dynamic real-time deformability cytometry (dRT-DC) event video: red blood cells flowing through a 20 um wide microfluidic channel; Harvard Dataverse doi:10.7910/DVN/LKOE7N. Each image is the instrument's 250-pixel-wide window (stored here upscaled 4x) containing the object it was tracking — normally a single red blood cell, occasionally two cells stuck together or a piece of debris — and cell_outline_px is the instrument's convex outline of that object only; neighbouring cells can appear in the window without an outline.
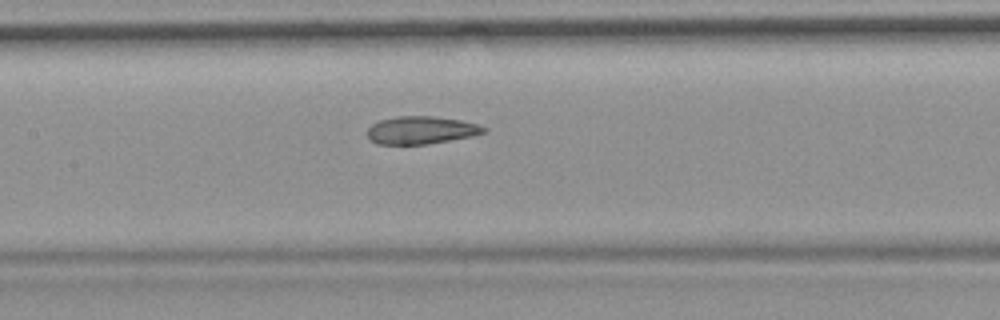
{"species": "common noctule bat (a hibernating species)", "species_latin": "Nyctalus noctula", "temperature_condition": "room temperature", "stored_images_in_passage": 40, "camera_frame_rate_fps": 3000, "um_per_image_px": 0.085, "animal": {"sex": "female", "body_mass_g": 19.9}, "frame": {"image": 1, "passage_image": 12, "time_ms": 3.667, "image_size_px": [1000, 320], "cell_outline_px": [[488, 132], [472, 136], [428, 144], [376, 144], [368, 136], [368, 128], [372, 124], [380, 120], [396, 116], [432, 116], [460, 120], [476, 124], [488, 128]], "centroid_in_image_um": [35.82, 11.06], "position_along_channel_um": 171.6, "area_um2": 18.79}, "authors_computed_cell_mechanics": {"area_um2": 19.9121, "velocity_mm_per_s": 3.7015, "shape_relaxation_time_tau1_ms": null, "shape_relaxation_time_tau2_ms": 2.9084, "deformation_change_tau1": null, "deformation_change_tau2": 0.1049}}